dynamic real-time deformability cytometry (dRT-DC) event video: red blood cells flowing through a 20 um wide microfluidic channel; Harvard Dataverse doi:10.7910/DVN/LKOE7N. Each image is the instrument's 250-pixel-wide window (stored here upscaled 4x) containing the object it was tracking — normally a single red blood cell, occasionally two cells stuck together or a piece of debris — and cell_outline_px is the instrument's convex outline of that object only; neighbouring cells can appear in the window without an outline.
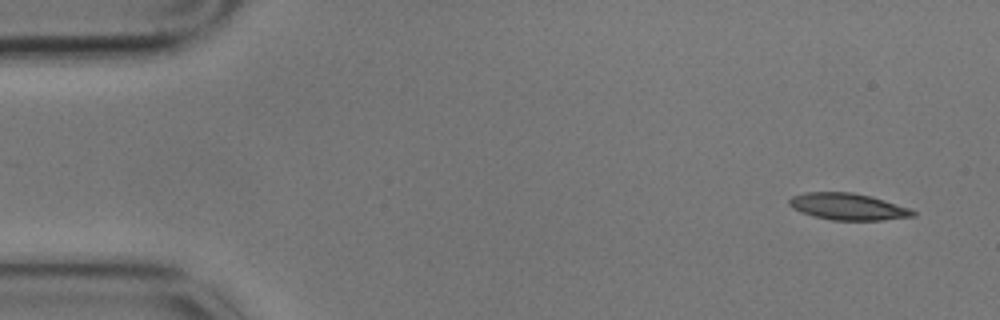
{"species": "common noctule bat (a hibernating species)", "species_latin": "Nyctalus noctula", "temperature_condition": "cold", "stored_images_in_passage": 15, "camera_frame_rate_fps": 3000, "um_per_image_px": 0.085, "animal": {"sex": "male", "body_mass_g": 17.9}, "frame": {"image": 1, "passage_image": 1, "time_ms": 0.0, "image_size_px": [1000, 320], "cell_outline_px": [[916, 216], [880, 220], [832, 220], [812, 216], [800, 212], [792, 208], [788, 204], [788, 200], [792, 196], [804, 192], [852, 192], [872, 196], [908, 208], [916, 212]], "centroid_in_image_um": [72.03, 17.56], "position_along_channel_um": 13.0, "area_um2": 19.31}}
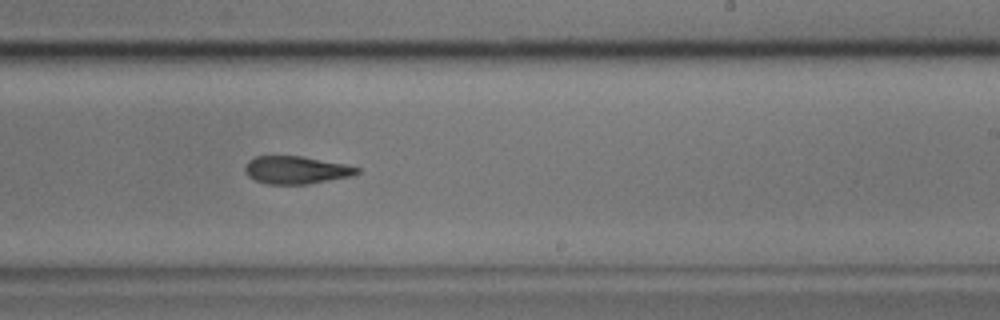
{"frame": {"image": 2, "passage_image": 9, "time_ms": 2.667, "image_size_px": [1000, 320], "cell_outline_px": [[360, 172], [352, 176], [308, 184], [268, 184], [256, 180], [248, 176], [244, 172], [244, 168], [248, 160], [256, 156], [300, 156], [344, 164], [360, 168]], "centroid_in_image_um": [25.15, 14.45], "position_along_channel_um": 263.8, "area_um2": 18.03}}
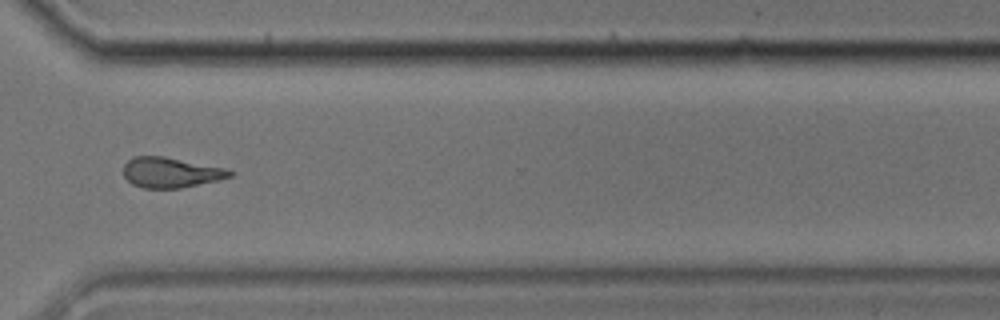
{"frame": {"image": 3, "passage_image": 11, "time_ms": 3.333, "image_size_px": [1000, 320], "cell_outline_px": [[232, 176], [216, 180], [180, 188], [144, 188], [132, 184], [124, 176], [124, 164], [132, 156], [164, 156], [224, 168], [232, 172]], "centroid_in_image_um": [14.46, 14.65], "position_along_channel_um": 356.1, "area_um2": 18.5}}